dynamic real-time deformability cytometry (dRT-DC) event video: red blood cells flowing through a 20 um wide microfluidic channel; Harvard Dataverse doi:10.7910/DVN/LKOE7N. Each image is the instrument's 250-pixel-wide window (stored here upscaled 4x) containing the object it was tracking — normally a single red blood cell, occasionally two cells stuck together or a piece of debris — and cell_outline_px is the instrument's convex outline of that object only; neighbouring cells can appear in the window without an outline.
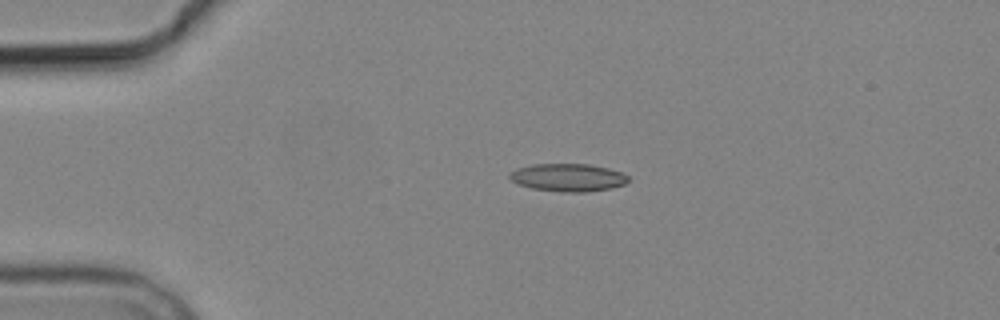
{"species": "common noctule bat (a hibernating species)", "species_latin": "Nyctalus noctula", "temperature_condition": "cold", "stored_images_in_passage": 2, "camera_frame_rate_fps": 3000, "um_per_image_px": 0.085, "animal": {"sex": "male", "body_mass_g": 19.2, "forearm_length_mm": 51.8}, "frame": {"image": 1, "passage_image": 1, "time_ms": 0.0, "image_size_px": [1000, 320], "cell_outline_px": [[628, 180], [624, 184], [612, 188], [588, 192], [564, 192], [532, 188], [516, 184], [508, 176], [508, 172], [516, 168], [532, 164], [588, 164], [608, 168], [620, 172], [628, 176]], "centroid_in_image_um": [48.24, 15.08], "position_along_channel_um": 36.8, "area_um2": 19.31}}